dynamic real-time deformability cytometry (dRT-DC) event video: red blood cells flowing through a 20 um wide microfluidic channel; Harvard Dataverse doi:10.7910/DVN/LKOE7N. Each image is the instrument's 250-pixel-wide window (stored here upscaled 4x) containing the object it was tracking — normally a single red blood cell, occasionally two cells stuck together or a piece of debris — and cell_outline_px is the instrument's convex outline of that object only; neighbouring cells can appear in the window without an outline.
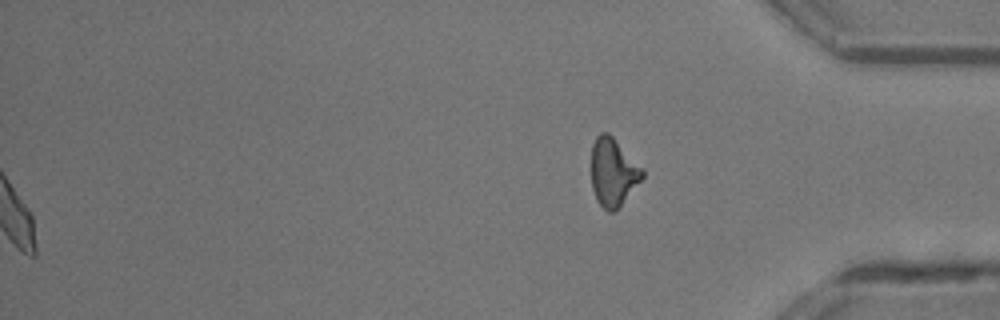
{"species": "common noctule bat (a hibernating species)", "species_latin": "Nyctalus noctula", "temperature_condition": "room temperature", "stored_images_in_passage": 50, "segment_of_instrument_passage": [2, 2], "camera_frame_rate_fps": 3000, "um_per_image_px": 0.085, "animal": {"sex": "male", "body_mass_g": 13.3}, "frame": {"image": 1, "passage_image": 50, "time_ms": 16.333, "image_size_px": [1000, 320], "cell_outline_px": [[644, 176], [620, 204], [612, 212], [608, 212], [596, 200], [592, 188], [592, 144], [596, 136], [600, 132], [608, 132], [644, 168]], "centroid_in_image_um": [52.11, 14.59], "position_along_channel_um": 383.1, "area_um2": 20.0}}